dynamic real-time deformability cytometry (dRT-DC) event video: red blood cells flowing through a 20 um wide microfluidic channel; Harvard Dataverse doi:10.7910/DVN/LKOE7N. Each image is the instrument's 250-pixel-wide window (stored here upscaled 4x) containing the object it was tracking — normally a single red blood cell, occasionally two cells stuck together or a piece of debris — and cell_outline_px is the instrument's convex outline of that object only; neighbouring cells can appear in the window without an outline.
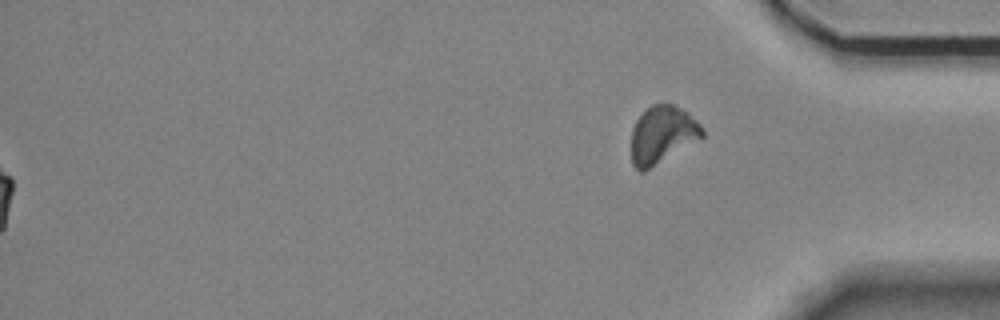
{"species": "Egyptian fruit bat (a non-hibernating species)", "species_latin": "Rousettus aegyptiacus", "temperature_condition": "room temperature", "stored_images_in_passage": 58, "segment_of_instrument_passage": [2, 2], "camera_frame_rate_fps": 3000, "um_per_image_px": 0.085, "animal": {"sex": "female"}, "frame": {"image": 1, "passage_image": 58, "time_ms": 19.0, "image_size_px": [1000, 320], "cell_outline_px": [[704, 136], [644, 172], [640, 172], [632, 164], [632, 128], [636, 120], [652, 104], [672, 104], [688, 112], [704, 128]], "centroid_in_image_um": [56.3, 11.45], "position_along_channel_um": 378.9, "area_um2": 23.52}}